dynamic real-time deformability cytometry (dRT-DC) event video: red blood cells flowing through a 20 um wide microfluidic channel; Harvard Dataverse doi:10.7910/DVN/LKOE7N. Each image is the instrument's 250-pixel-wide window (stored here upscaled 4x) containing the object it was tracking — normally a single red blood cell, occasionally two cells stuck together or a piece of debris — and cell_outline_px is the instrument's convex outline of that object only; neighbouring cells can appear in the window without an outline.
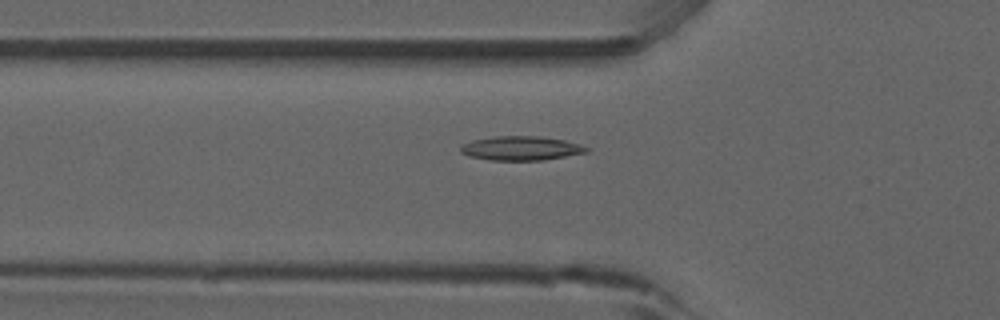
{"species": "common noctule bat (a hibernating species)", "species_latin": "Nyctalus noctula", "temperature_condition": "room temperature", "stored_images_in_passage": 42, "camera_frame_rate_fps": 3000, "um_per_image_px": 0.085, "animal": {"sex": "male", "forearm_length_mm": 52.5}, "frame": {"image": 1, "passage_image": 13, "time_ms": 4.0, "image_size_px": [1000, 320], "cell_outline_px": [[592, 148], [588, 152], [544, 160], [488, 160], [468, 156], [460, 152], [460, 144], [472, 140], [496, 136], [540, 136], [564, 140], [580, 144]], "centroid_in_image_um": [44.28, 12.6], "position_along_channel_um": 81.5, "area_um2": 17.92}}